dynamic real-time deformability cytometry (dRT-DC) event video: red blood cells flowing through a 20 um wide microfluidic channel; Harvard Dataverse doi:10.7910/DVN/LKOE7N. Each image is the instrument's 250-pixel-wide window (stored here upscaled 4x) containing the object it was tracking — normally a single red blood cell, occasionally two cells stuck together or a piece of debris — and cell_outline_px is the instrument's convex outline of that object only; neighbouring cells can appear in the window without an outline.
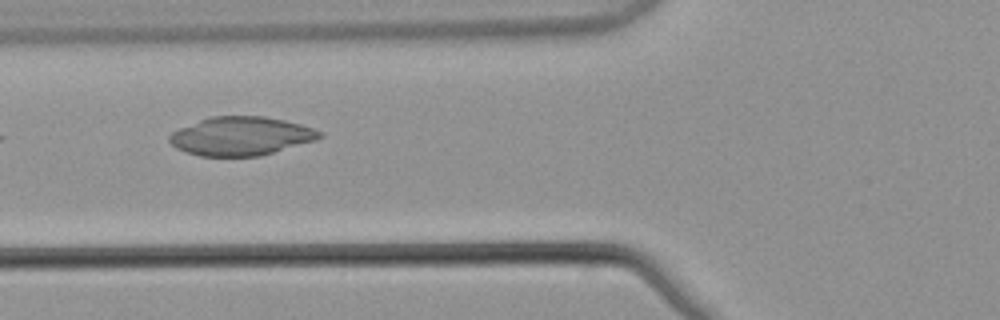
{"species": "common noctule bat (a hibernating species)", "species_latin": "Nyctalus noctula", "temperature_condition": "warm", "stored_images_in_passage": 6, "camera_frame_rate_fps": 3000, "um_per_image_px": 0.085, "animal": {"sex": "male", "body_mass_g": 21.5, "forearm_length_mm": 52.0}, "frame": {"image": 1, "passage_image": 5, "time_ms": 1.333, "image_size_px": [1000, 320], "cell_outline_px": [[324, 136], [316, 140], [260, 156], [200, 156], [176, 148], [168, 140], [168, 136], [172, 132], [180, 128], [200, 120], [212, 116], [264, 116], [284, 120], [300, 124], [324, 132]], "centroid_in_image_um": [20.51, 11.57], "position_along_channel_um": 105.3, "area_um2": 33.7}}
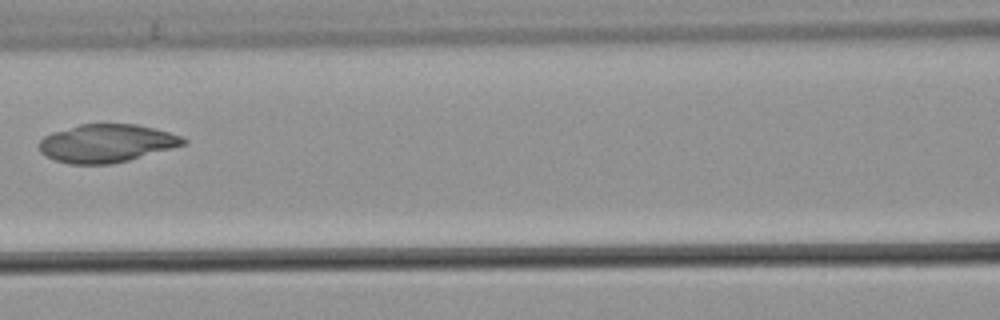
{"frame": {"image": 2, "passage_image": 6, "time_ms": 1.667, "image_size_px": [1000, 320], "cell_outline_px": [[188, 144], [128, 160], [112, 164], [68, 164], [56, 160], [40, 152], [40, 140], [44, 136], [52, 132], [80, 124], [136, 124], [168, 132], [180, 136], [188, 140]], "centroid_in_image_um": [9.07, 12.18], "position_along_channel_um": 157.5, "area_um2": 31.85}}